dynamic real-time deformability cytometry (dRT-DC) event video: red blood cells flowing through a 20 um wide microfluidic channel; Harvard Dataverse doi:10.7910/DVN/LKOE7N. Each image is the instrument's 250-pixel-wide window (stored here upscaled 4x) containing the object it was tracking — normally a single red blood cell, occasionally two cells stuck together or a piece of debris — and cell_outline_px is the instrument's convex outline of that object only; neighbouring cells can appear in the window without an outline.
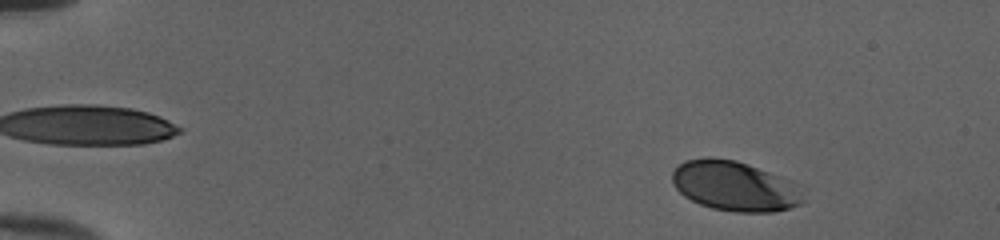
{"species": "human", "species_latin": "Homo sapiens", "temperature_condition": "cold", "stored_images_in_passage": 50, "camera_frame_rate_fps": 3000, "um_per_image_px": 0.085, "donor": {"sex": "female"}, "frame": {"image": 1, "passage_image": 5, "time_ms": 1.333, "image_size_px": [1000, 240], "cell_outline_px": [[804, 200], [800, 204], [776, 212], [736, 212], [712, 208], [700, 204], [684, 196], [672, 184], [672, 172], [684, 160], [708, 156], [736, 160], [792, 180], [800, 184]], "centroid_in_image_um": [62.47, 15.81], "position_along_channel_um": 22.5, "area_um2": 38.44}}
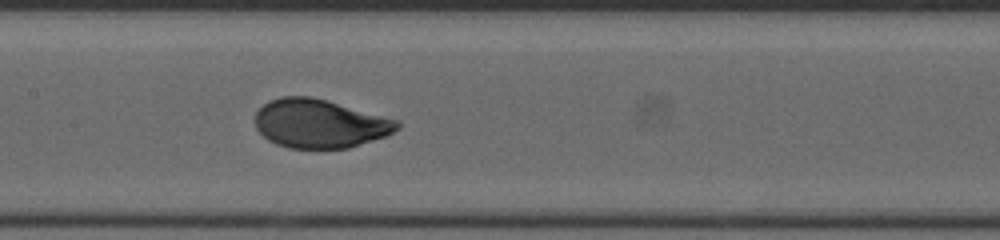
{"frame": {"image": 2, "passage_image": 26, "time_ms": 8.333, "image_size_px": [1000, 240], "cell_outline_px": [[400, 128], [388, 136], [348, 148], [288, 148], [276, 144], [268, 140], [256, 128], [256, 112], [268, 100], [280, 96], [312, 96], [400, 120]], "centroid_in_image_um": [27.21, 10.5], "position_along_channel_um": 180.2, "area_um2": 40.58}}
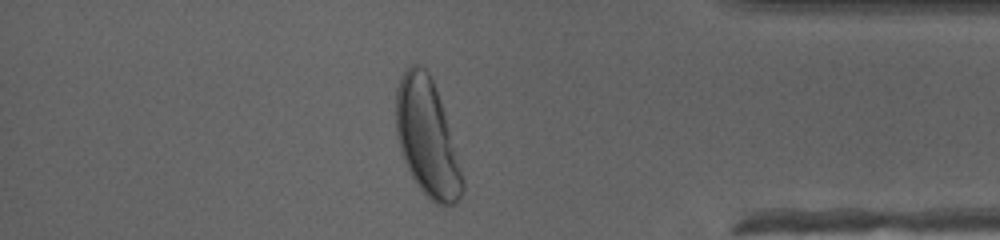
{"frame": {"image": 3, "passage_image": 44, "time_ms": 14.333, "image_size_px": [1000, 240], "cell_outline_px": [[464, 192], [456, 204], [444, 208], [436, 204], [420, 188], [412, 176], [404, 160], [396, 136], [396, 88], [404, 72], [412, 64], [416, 64], [424, 68], [428, 72], [432, 80], [440, 100], [444, 112], [464, 180]], "centroid_in_image_um": [36.3, 11.76], "position_along_channel_um": 398.9, "area_um2": 44.85}, "authors_computed_cell_mechanics": {"area_um2": 40.1421, "velocity_mm_per_s": 3.9857, "shape_relaxation_time_tau1_ms": 2.6629, "shape_relaxation_time_tau2_ms": null, "deformation_change_tau1": 0.146, "deformation_change_tau2": null}}